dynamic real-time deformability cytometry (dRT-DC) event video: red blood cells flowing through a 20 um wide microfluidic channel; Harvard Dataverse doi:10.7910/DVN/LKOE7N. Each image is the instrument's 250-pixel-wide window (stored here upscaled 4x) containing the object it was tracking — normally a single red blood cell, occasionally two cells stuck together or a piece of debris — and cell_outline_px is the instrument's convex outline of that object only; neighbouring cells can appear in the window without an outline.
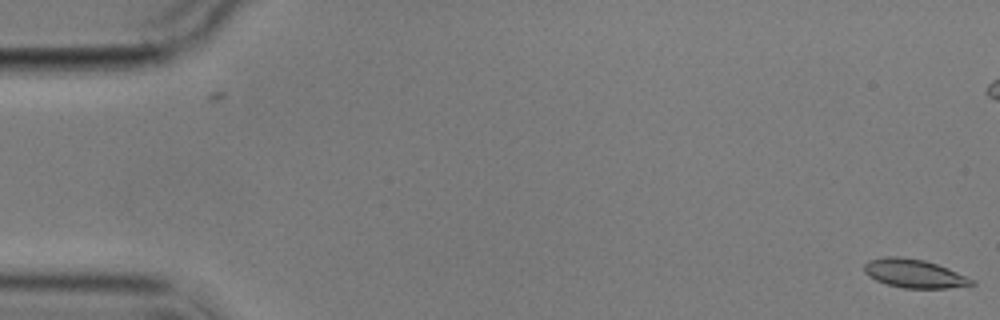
{"species": "common noctule bat (a hibernating species)", "species_latin": "Nyctalus noctula", "temperature_condition": "cold", "stored_images_in_passage": 7, "camera_frame_rate_fps": 3000, "um_per_image_px": 0.085, "animal": {"sex": "male", "body_mass_g": 17.9}, "frame": {"image": 1, "passage_image": 1, "time_ms": 0.0, "image_size_px": [1000, 320], "cell_outline_px": [[976, 284], [948, 288], [904, 288], [888, 284], [876, 280], [868, 276], [864, 272], [864, 264], [868, 260], [884, 256], [896, 256], [924, 260], [948, 268], [976, 280]], "centroid_in_image_um": [77.71, 23.24], "position_along_channel_um": 7.3, "area_um2": 17.92}}
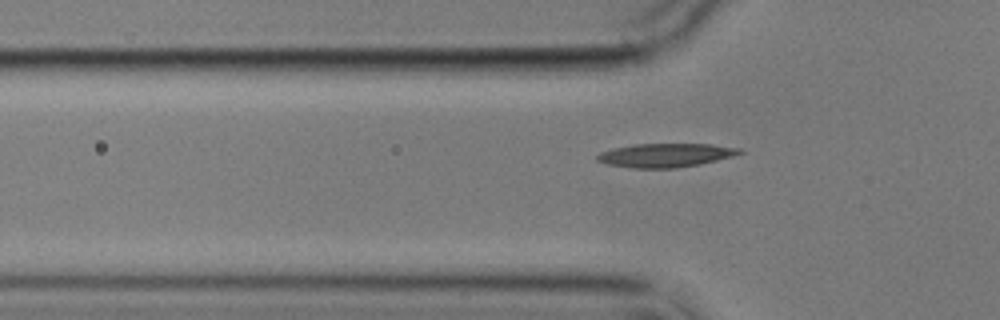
{"frame": {"image": 2, "passage_image": 7, "time_ms": 7.667, "image_size_px": [1000, 320], "cell_outline_px": [[744, 152], [732, 156], [700, 164], [676, 168], [632, 168], [608, 164], [596, 160], [596, 156], [600, 152], [612, 148], [636, 144], [712, 144], [740, 148]], "centroid_in_image_um": [56.56, 13.19], "position_along_channel_um": 69.2, "area_um2": 19.65}}